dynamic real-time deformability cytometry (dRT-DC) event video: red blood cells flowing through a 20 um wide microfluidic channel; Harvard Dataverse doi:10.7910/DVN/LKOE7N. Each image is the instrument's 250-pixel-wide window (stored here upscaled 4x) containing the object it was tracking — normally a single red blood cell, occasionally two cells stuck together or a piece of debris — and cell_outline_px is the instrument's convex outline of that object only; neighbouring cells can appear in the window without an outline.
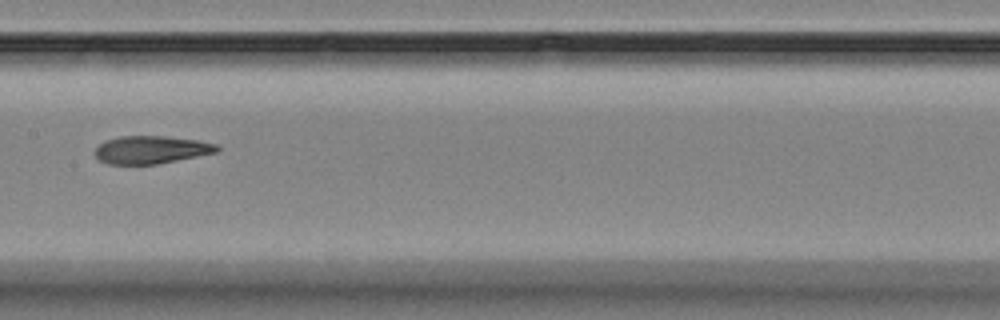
{"species": "Egyptian fruit bat (a non-hibernating species)", "species_latin": "Rousettus aegyptiacus", "temperature_condition": "room temperature", "stored_images_in_passage": 12, "camera_frame_rate_fps": 3000, "um_per_image_px": 0.085, "animal": {"sex": "female"}, "frame": {"image": 1, "passage_image": 4, "time_ms": 3.667, "image_size_px": [1000, 320], "cell_outline_px": [[220, 148], [216, 152], [156, 164], [108, 164], [100, 160], [92, 152], [104, 140], [120, 136], [164, 136], [196, 140], [216, 144]], "centroid_in_image_um": [12.79, 12.72], "position_along_channel_um": 194.6, "area_um2": 19.59}}
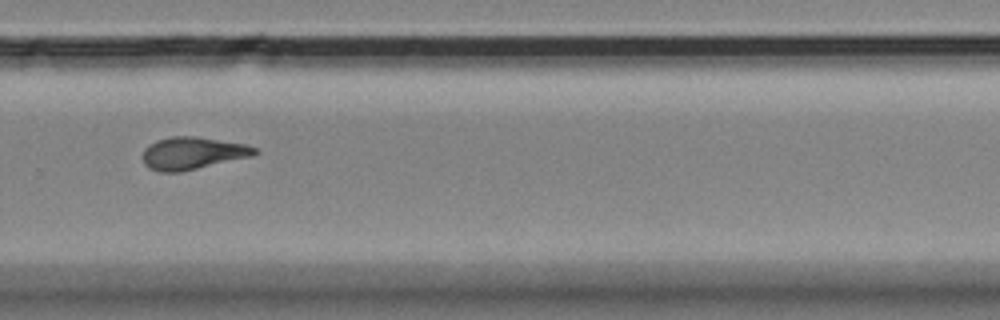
{"frame": {"image": 2, "passage_image": 7, "time_ms": 7.0, "image_size_px": [1000, 320], "cell_outline_px": [[260, 152], [252, 156], [180, 172], [160, 172], [148, 168], [144, 164], [140, 156], [144, 148], [148, 144], [156, 140], [172, 136], [196, 136], [244, 144], [256, 148]], "centroid_in_image_um": [16.3, 13.02], "position_along_channel_um": 313.5, "area_um2": 21.33}}
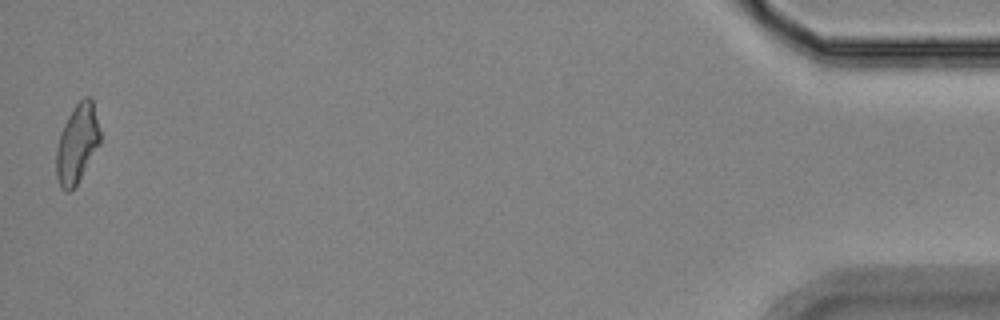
{"frame": {"image": 3, "passage_image": 12, "time_ms": 12.667, "image_size_px": [1000, 320], "cell_outline_px": [[100, 144], [76, 184], [68, 192], [64, 192], [60, 188], [56, 176], [56, 148], [60, 132], [68, 116], [76, 104], [84, 96], [88, 96], [92, 100], [100, 132]], "centroid_in_image_um": [6.53, 12.22], "position_along_channel_um": 428.7, "area_um2": 19.94}, "authors_computed_cell_mechanics": {"area_um2": 20.9236, "velocity_mm_per_s": 3.5827, "shape_relaxation_time_tau1_ms": 10.5554, "shape_relaxation_time_tau2_ms": 2.7845, "deformation_change_tau1": 0.1929, "deformation_change_tau2": 0.096}}